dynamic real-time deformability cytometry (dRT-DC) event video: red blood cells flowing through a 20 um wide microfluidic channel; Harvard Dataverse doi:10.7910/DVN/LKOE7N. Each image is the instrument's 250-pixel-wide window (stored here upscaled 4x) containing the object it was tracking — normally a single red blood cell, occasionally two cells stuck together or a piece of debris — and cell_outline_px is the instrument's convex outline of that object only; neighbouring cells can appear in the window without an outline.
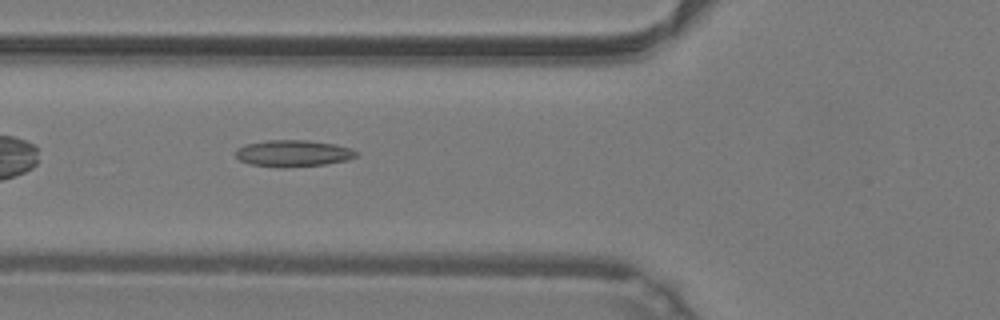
{"species": "common noctule bat (a hibernating species)", "species_latin": "Nyctalus noctula", "temperature_condition": "warm", "stored_images_in_passage": 35, "camera_frame_rate_fps": 3000, "um_per_image_px": 0.085, "animal": {"sex": "male", "body_mass_g": 19.2, "forearm_length_mm": 51.8}, "frame": {"image": 1, "passage_image": 5, "time_ms": 1.333, "image_size_px": [1000, 320], "cell_outline_px": [[360, 152], [356, 156], [348, 160], [324, 164], [252, 164], [240, 160], [236, 156], [236, 148], [244, 144], [268, 140], [308, 140], [336, 144], [352, 148]], "centroid_in_image_um": [24.98, 12.96], "position_along_channel_um": 100.8, "area_um2": 17.8}}